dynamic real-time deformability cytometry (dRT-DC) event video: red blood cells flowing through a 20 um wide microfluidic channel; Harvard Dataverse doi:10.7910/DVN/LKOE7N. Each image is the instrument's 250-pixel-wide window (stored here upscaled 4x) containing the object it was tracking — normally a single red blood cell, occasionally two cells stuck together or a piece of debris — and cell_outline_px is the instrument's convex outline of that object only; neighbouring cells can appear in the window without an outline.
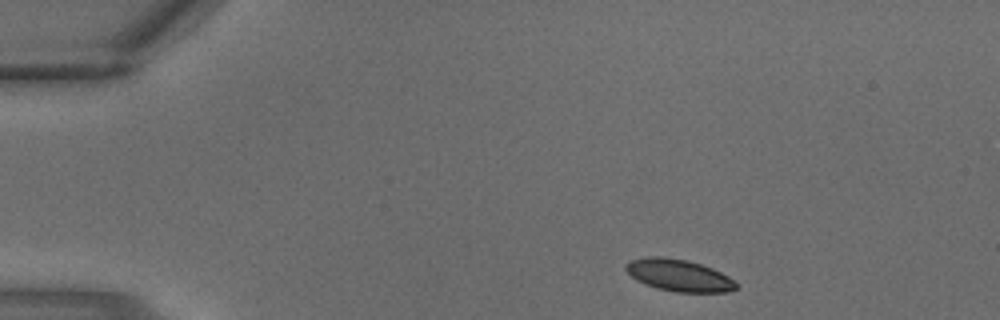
{"species": "common noctule bat (a hibernating species)", "species_latin": "Nyctalus noctula", "temperature_condition": "warm", "stored_images_in_passage": 2, "camera_frame_rate_fps": 3000, "um_per_image_px": 0.085, "animal": {"sex": "male", "body_mass_g": 18.8}, "frame": {"image": 1, "passage_image": 1, "time_ms": 0.0, "image_size_px": [1000, 320], "cell_outline_px": [[736, 288], [728, 292], [676, 292], [656, 288], [636, 280], [624, 268], [624, 264], [628, 260], [648, 256], [660, 256], [688, 260], [712, 268], [728, 276], [736, 284]], "centroid_in_image_um": [57.65, 23.39], "position_along_channel_um": 27.3, "area_um2": 20.52}}